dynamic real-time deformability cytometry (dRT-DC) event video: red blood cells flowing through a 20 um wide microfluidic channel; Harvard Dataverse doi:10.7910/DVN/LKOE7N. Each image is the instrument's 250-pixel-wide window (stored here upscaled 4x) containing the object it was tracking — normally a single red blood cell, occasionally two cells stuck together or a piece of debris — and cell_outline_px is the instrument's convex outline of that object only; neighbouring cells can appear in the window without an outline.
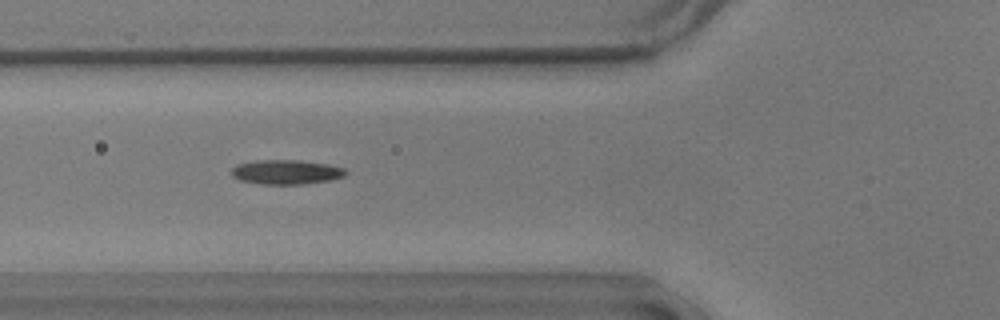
{"species": "common noctule bat (a hibernating species)", "species_latin": "Nyctalus noctula", "temperature_condition": "warm", "stored_images_in_passage": 42, "camera_frame_rate_fps": 3000, "um_per_image_px": 0.085, "animal": {"sex": "male", "body_mass_g": 17.9}, "frame": {"image": 1, "passage_image": 7, "time_ms": 2.0, "image_size_px": [1000, 320], "cell_outline_px": [[348, 172], [344, 176], [332, 180], [300, 184], [260, 184], [240, 180], [232, 176], [232, 168], [236, 164], [256, 160], [296, 160], [328, 164], [344, 168]], "centroid_in_image_um": [24.32, 14.62], "position_along_channel_um": 101.5, "area_um2": 16.3}}
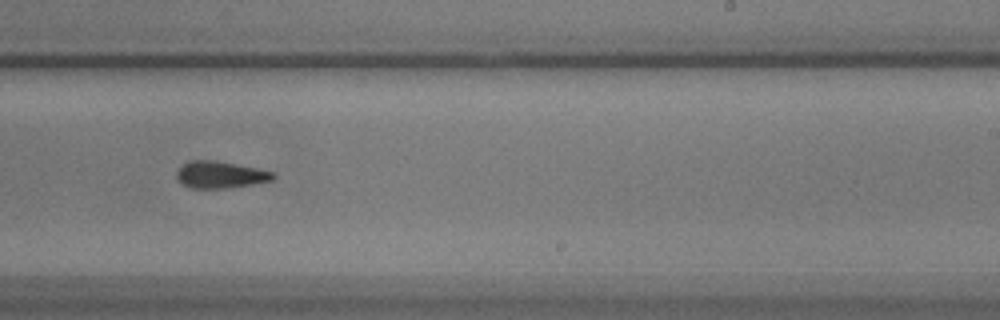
{"frame": {"image": 2, "passage_image": 21, "time_ms": 6.667, "image_size_px": [1000, 320], "cell_outline_px": [[276, 176], [272, 180], [252, 184], [228, 188], [192, 188], [184, 184], [176, 176], [176, 172], [188, 160], [216, 160], [276, 172]], "centroid_in_image_um": [18.76, 14.84], "position_along_channel_um": 270.2, "area_um2": 15.03}}
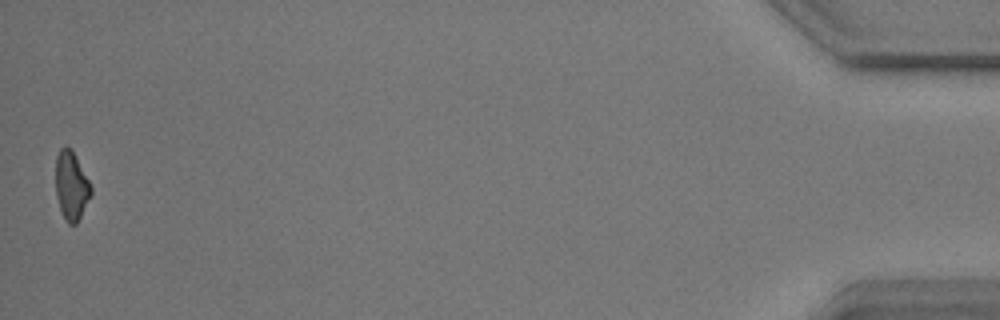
{"frame": {"image": 3, "passage_image": 42, "time_ms": 13.667, "image_size_px": [1000, 320], "cell_outline_px": [[92, 192], [76, 224], [68, 224], [60, 208], [56, 196], [56, 156], [60, 148], [64, 144], [72, 148], [92, 188]], "centroid_in_image_um": [6.05, 15.72], "position_along_channel_um": 429.2, "area_um2": 13.99}, "authors_computed_cell_mechanics": {"area_um2": 15.3459, "velocity_mm_per_s": 3.6161, "shape_relaxation_time_tau1_ms": 7.4327, "shape_relaxation_time_tau2_ms": 6.3511, "deformation_change_tau1": 0.1816, "deformation_change_tau2": 0.1409}}